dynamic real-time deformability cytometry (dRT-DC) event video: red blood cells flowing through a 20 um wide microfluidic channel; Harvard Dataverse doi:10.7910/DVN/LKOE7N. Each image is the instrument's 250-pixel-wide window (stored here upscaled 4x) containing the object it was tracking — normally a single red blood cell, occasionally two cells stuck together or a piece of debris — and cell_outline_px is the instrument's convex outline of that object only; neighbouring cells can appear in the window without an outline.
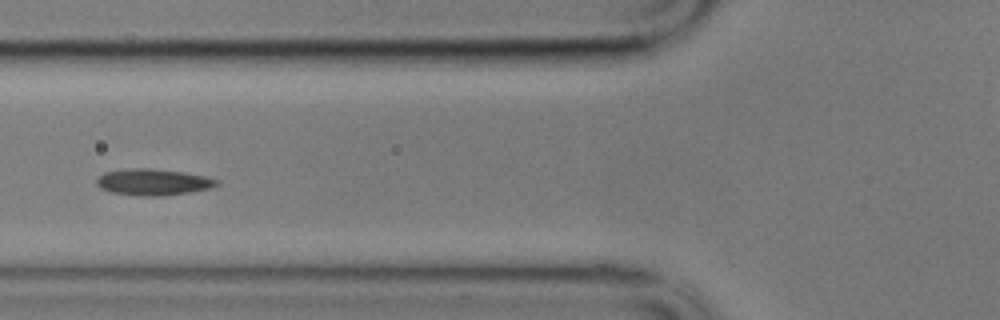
{"species": "common noctule bat (a hibernating species)", "species_latin": "Nyctalus noctula", "temperature_condition": "cold", "stored_images_in_passage": 40, "segment_of_instrument_passage": [1, 2], "camera_frame_rate_fps": 3000, "um_per_image_px": 0.085, "animal": {"sex": "male", "body_mass_g": 17.9}, "frame": {"image": 1, "passage_image": 2, "time_ms": 0.333, "image_size_px": [1000, 320], "cell_outline_px": [[220, 184], [212, 188], [164, 196], [136, 196], [112, 192], [100, 188], [96, 184], [96, 180], [104, 172], [128, 168], [152, 168], [184, 172], [204, 176], [220, 180]], "centroid_in_image_um": [13.03, 15.47], "position_along_channel_um": 112.8, "area_um2": 18.67}}
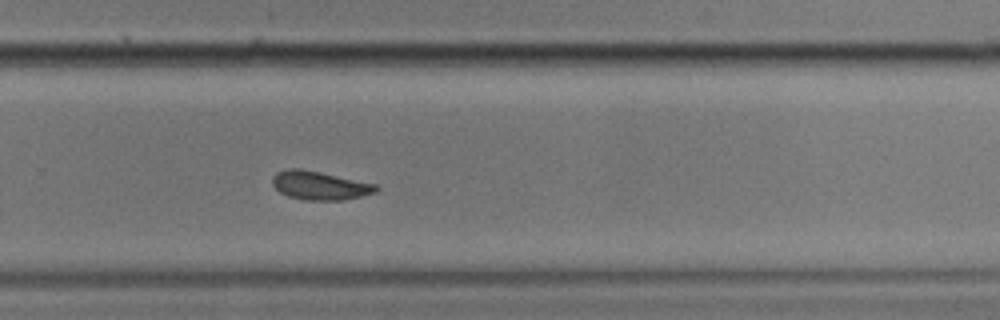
{"frame": {"image": 2, "passage_image": 19, "time_ms": 6.0, "image_size_px": [1000, 320], "cell_outline_px": [[380, 188], [376, 192], [344, 200], [304, 200], [288, 196], [280, 192], [272, 184], [272, 176], [276, 172], [288, 168], [300, 168], [320, 172], [376, 184]], "centroid_in_image_um": [27.16, 15.76], "position_along_channel_um": 302.6, "area_um2": 17.28}}
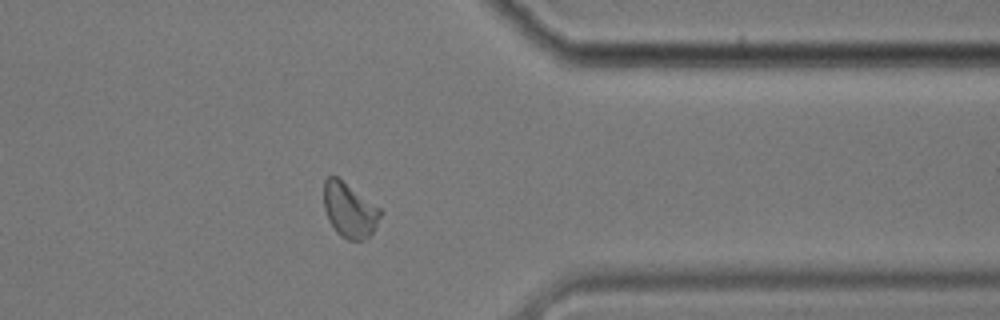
{"frame": {"image": 3, "passage_image": 27, "time_ms": 8.667, "image_size_px": [1000, 320], "cell_outline_px": [[384, 212], [372, 232], [364, 240], [348, 240], [340, 236], [336, 232], [328, 220], [324, 208], [324, 180], [328, 176], [336, 176], [380, 208]], "centroid_in_image_um": [29.7, 17.87], "position_along_channel_um": 381.7, "area_um2": 17.98}}